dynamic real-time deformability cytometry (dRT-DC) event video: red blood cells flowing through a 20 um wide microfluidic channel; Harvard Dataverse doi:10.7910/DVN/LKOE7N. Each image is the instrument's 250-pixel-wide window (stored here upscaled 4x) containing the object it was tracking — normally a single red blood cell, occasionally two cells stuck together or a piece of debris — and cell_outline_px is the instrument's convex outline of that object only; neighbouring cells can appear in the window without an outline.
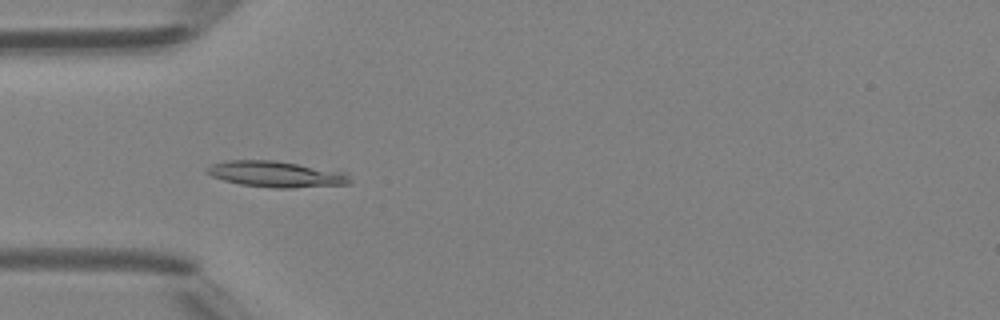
{"species": "Egyptian fruit bat (a non-hibernating species)", "species_latin": "Rousettus aegyptiacus", "temperature_condition": "room temperature", "stored_images_in_passage": 47, "camera_frame_rate_fps": 3000, "um_per_image_px": 0.085, "animal": {"sex": "female"}, "frame": {"image": 1, "passage_image": 15, "time_ms": 4.667, "image_size_px": [1000, 320], "cell_outline_px": [[352, 184], [288, 188], [276, 188], [240, 184], [224, 180], [212, 176], [204, 172], [204, 168], [212, 164], [228, 160], [276, 160], [348, 172], [352, 180]], "centroid_in_image_um": [23.51, 14.8], "position_along_channel_um": 61.5, "area_um2": 21.96}}
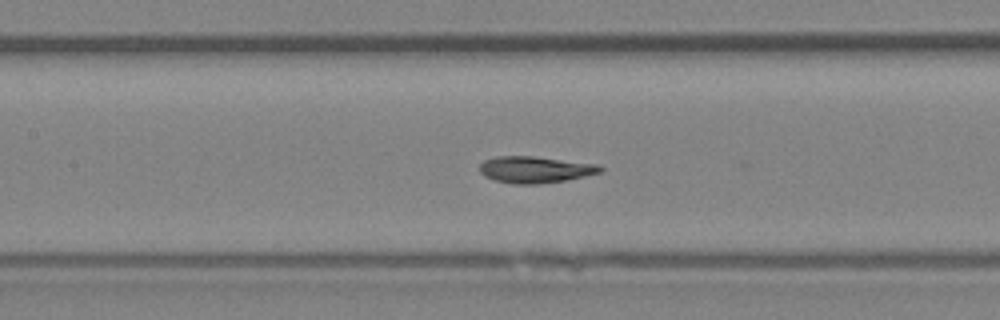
{"frame": {"image": 2, "passage_image": 22, "time_ms": 7.0, "image_size_px": [1000, 320], "cell_outline_px": [[604, 172], [564, 180], [540, 184], [512, 184], [496, 180], [484, 176], [480, 172], [480, 164], [484, 160], [496, 156], [532, 156], [596, 164], [604, 168]], "centroid_in_image_um": [45.48, 14.41], "position_along_channel_um": 161.9, "area_um2": 18.61}}
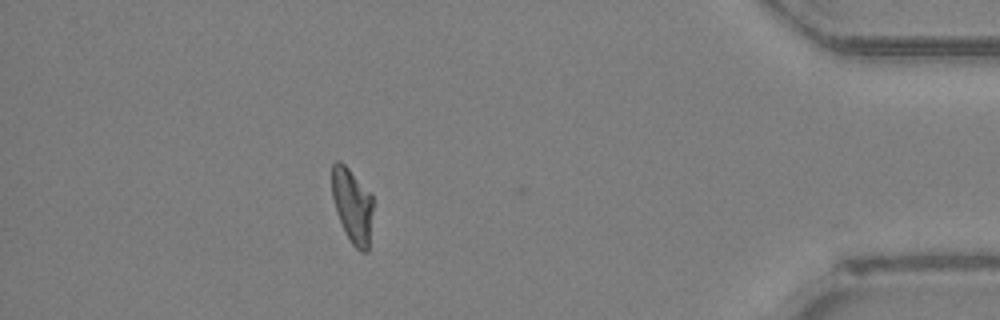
{"frame": {"image": 3, "passage_image": 42, "time_ms": 13.667, "image_size_px": [1000, 320], "cell_outline_px": [[372, 208], [368, 252], [360, 252], [352, 244], [336, 212], [332, 196], [332, 164], [336, 160], [340, 160], [348, 168], [372, 196]], "centroid_in_image_um": [29.93, 17.47], "position_along_channel_um": 405.3, "area_um2": 17.46}, "authors_computed_cell_mechanics": {"area_um2": 18.7272, "velocity_mm_per_s": 4.373, "shape_relaxation_time_tau1_ms": null, "shape_relaxation_time_tau2_ms": 1.8924, "deformation_change_tau1": null, "deformation_change_tau2": 0.0787}}